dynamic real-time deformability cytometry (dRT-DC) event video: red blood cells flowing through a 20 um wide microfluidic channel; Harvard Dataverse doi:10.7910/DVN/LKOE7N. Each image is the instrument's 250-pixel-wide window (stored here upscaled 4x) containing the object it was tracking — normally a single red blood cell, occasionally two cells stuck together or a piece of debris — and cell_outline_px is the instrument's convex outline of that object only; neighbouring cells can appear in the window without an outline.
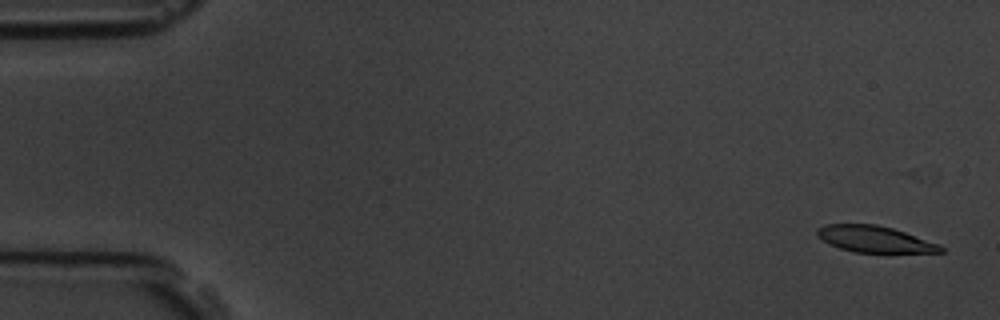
{"species": "common noctule bat (a hibernating species)", "species_latin": "Nyctalus noctula", "temperature_condition": "room temperature", "stored_images_in_passage": 6, "camera_frame_rate_fps": 3000, "um_per_image_px": 0.085, "animal": {"sex": "male", "body_mass_g": 19.5, "forearm_length_mm": 54.6}, "frame": {"image": 1, "passage_image": 1, "time_ms": 0.0, "image_size_px": [1000, 320], "cell_outline_px": [[944, 252], [852, 252], [840, 248], [816, 236], [816, 228], [824, 224], [876, 224], [892, 228], [940, 244], [944, 248]], "centroid_in_image_um": [74.32, 20.32], "position_along_channel_um": 10.7, "area_um2": 18.84}}
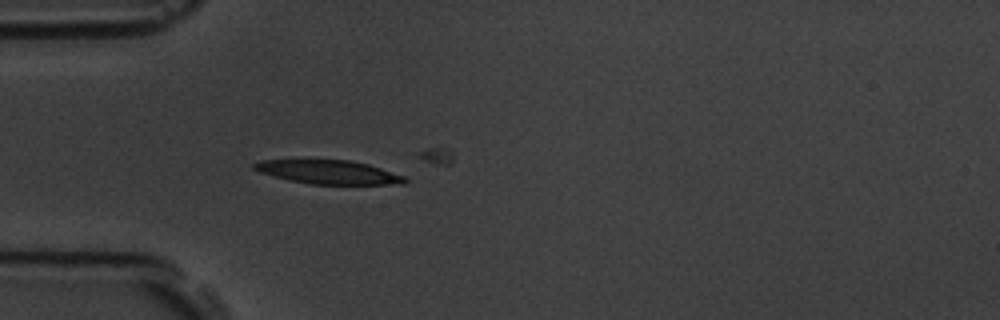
{"frame": {"image": 2, "passage_image": 5, "time_ms": 4.667, "image_size_px": [1000, 320], "cell_outline_px": [[408, 180], [404, 184], [308, 184], [288, 180], [260, 172], [252, 168], [252, 164], [260, 160], [348, 160], [368, 164], [408, 176]], "centroid_in_image_um": [27.97, 14.63], "position_along_channel_um": 57.0, "area_um2": 20.98}}